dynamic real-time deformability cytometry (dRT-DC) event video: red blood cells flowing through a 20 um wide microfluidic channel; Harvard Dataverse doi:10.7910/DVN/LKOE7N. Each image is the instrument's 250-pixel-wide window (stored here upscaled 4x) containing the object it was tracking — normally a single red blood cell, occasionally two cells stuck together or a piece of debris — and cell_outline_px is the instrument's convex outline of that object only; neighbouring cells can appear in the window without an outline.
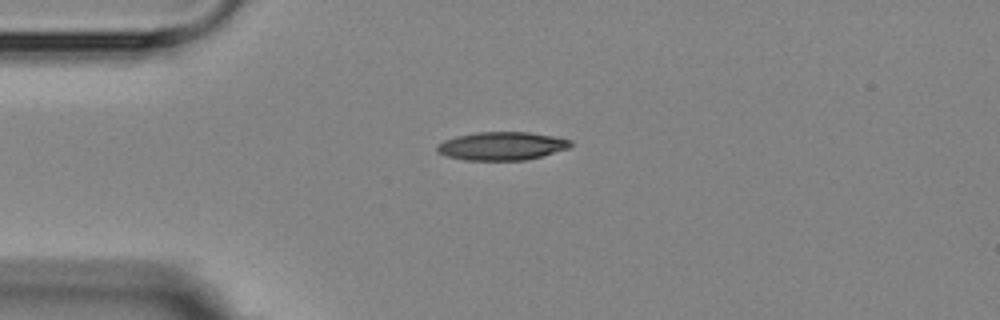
{"species": "Egyptian fruit bat (a non-hibernating species)", "species_latin": "Rousettus aegyptiacus", "temperature_condition": "room temperature", "stored_images_in_passage": 2, "camera_frame_rate_fps": 3000, "um_per_image_px": 0.085, "animal": {"sex": "female"}, "frame": {"image": 1, "passage_image": 1, "time_ms": 0.0, "image_size_px": [1000, 320], "cell_outline_px": [[572, 144], [568, 148], [540, 156], [524, 160], [464, 160], [444, 156], [436, 152], [436, 144], [444, 140], [456, 136], [476, 132], [528, 132], [552, 136], [572, 140]], "centroid_in_image_um": [42.58, 12.41], "position_along_channel_um": 42.4, "area_um2": 22.02}}